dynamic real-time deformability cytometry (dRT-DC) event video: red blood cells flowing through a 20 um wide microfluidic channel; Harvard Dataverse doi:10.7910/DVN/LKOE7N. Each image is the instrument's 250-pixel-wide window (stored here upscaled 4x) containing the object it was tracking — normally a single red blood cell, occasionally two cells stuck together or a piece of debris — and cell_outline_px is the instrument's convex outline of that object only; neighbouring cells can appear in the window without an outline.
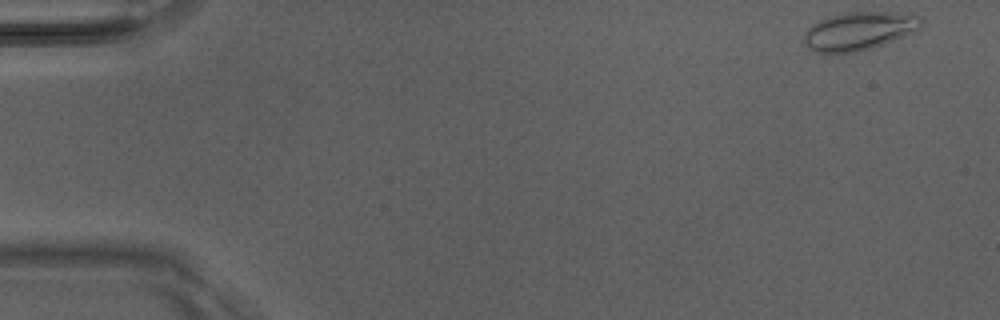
{"species": "Egyptian fruit bat (a non-hibernating species)", "species_latin": "Rousettus aegyptiacus", "temperature_condition": "room temperature", "stored_images_in_passage": 49, "camera_frame_rate_fps": 3000, "um_per_image_px": 0.085, "animal": {"sex": "male"}, "frame": {"image": 1, "passage_image": 1, "time_ms": 0.0, "image_size_px": [1000, 320], "cell_outline_px": [[924, 20], [920, 28], [916, 32], [884, 44], [872, 48], [856, 52], [832, 56], [816, 52], [804, 44], [804, 32], [812, 24], [820, 20], [844, 12], [896, 12], [920, 16]], "centroid_in_image_um": [73.02, 2.67], "position_along_channel_um": 12.0, "area_um2": 26.76}}
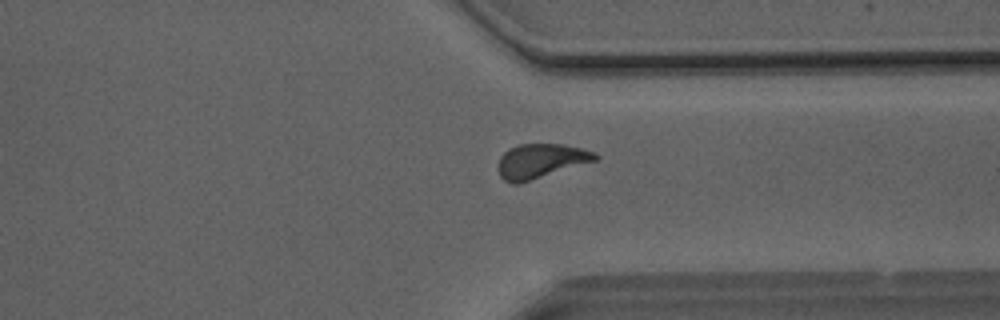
{"frame": {"image": 2, "passage_image": 37, "time_ms": 12.0, "image_size_px": [1000, 320], "cell_outline_px": [[600, 156], [596, 160], [520, 184], [512, 184], [504, 180], [500, 176], [496, 168], [500, 156], [508, 148], [520, 144], [564, 144], [596, 152]], "centroid_in_image_um": [45.92, 13.69], "position_along_channel_um": 365.5, "area_um2": 19.71}}
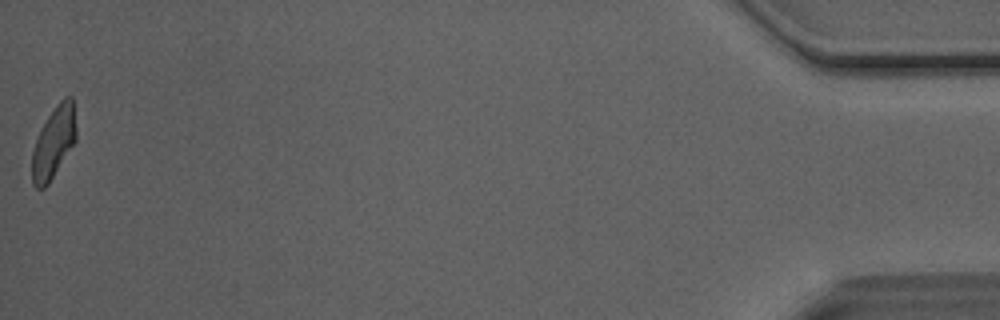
{"frame": {"image": 3, "passage_image": 49, "time_ms": 16.0, "image_size_px": [1000, 320], "cell_outline_px": [[76, 140], [48, 184], [44, 188], [36, 188], [32, 184], [32, 152], [40, 128], [56, 104], [64, 96], [72, 96], [76, 128]], "centroid_in_image_um": [4.55, 12.09], "position_along_channel_um": 430.6, "area_um2": 18.32}, "authors_computed_cell_mechanics": {"area_um2": 19.3052, "velocity_mm_per_s": 4.0704, "shape_relaxation_time_tau1_ms": 3.4115, "shape_relaxation_time_tau2_ms": 1.6673, "deformation_change_tau1": 0.1466, "deformation_change_tau2": 0.0778}}